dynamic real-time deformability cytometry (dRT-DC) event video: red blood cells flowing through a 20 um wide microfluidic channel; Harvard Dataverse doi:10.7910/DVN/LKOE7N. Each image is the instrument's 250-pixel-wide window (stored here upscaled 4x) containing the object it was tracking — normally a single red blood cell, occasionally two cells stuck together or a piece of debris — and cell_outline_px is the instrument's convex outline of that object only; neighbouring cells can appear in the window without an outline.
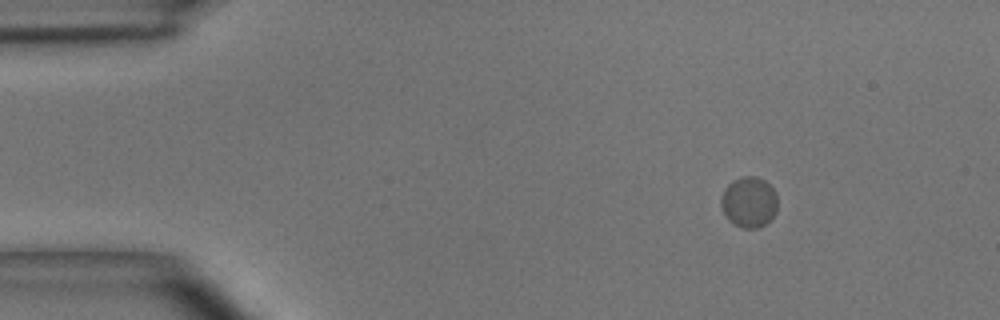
{"species": "common noctule bat (a hibernating species)", "species_latin": "Nyctalus noctula", "temperature_condition": "room temperature", "stored_images_in_passage": 3, "camera_frame_rate_fps": 3000, "um_per_image_px": 0.085, "animal": {"sex": "male", "body_mass_g": 15.6}, "frame": {"image": 1, "passage_image": 1, "time_ms": 0.0, "image_size_px": [1000, 320], "cell_outline_px": [[776, 212], [772, 220], [756, 228], [740, 228], [728, 220], [724, 216], [720, 204], [720, 196], [724, 188], [732, 180], [740, 176], [756, 176], [764, 180], [776, 192]], "centroid_in_image_um": [63.63, 17.18], "position_along_channel_um": 21.4, "area_um2": 17.05}}